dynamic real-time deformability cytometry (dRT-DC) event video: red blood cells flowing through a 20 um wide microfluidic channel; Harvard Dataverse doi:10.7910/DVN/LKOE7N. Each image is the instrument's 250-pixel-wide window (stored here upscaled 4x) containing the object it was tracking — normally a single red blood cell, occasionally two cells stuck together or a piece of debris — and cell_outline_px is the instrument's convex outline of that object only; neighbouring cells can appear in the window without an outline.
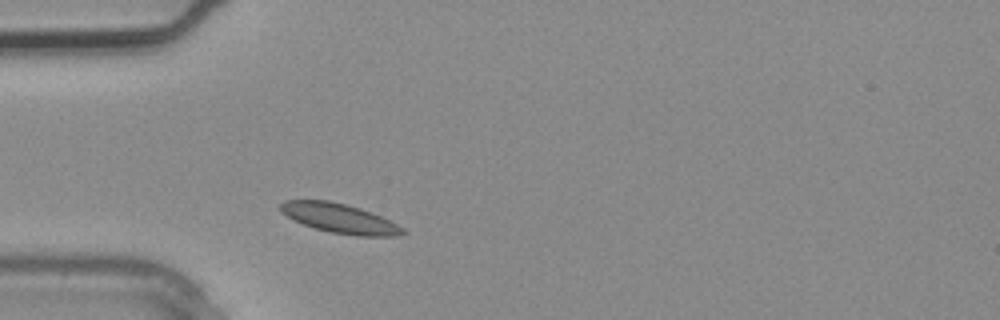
{"species": "common noctule bat (a hibernating species)", "species_latin": "Nyctalus noctula", "temperature_condition": "warm", "stored_images_in_passage": 1, "camera_frame_rate_fps": 3000, "um_per_image_px": 0.085, "animal": {"sex": "male", "body_mass_g": 20.4}, "frame": {"image": 1, "passage_image": 1, "time_ms": 0.0, "image_size_px": [1000, 320], "cell_outline_px": [[408, 232], [396, 236], [356, 236], [328, 232], [304, 224], [280, 212], [280, 204], [284, 200], [328, 200], [360, 208], [380, 216], [404, 228]], "centroid_in_image_um": [28.88, 18.56], "position_along_channel_um": 56.1, "area_um2": 20.81}}